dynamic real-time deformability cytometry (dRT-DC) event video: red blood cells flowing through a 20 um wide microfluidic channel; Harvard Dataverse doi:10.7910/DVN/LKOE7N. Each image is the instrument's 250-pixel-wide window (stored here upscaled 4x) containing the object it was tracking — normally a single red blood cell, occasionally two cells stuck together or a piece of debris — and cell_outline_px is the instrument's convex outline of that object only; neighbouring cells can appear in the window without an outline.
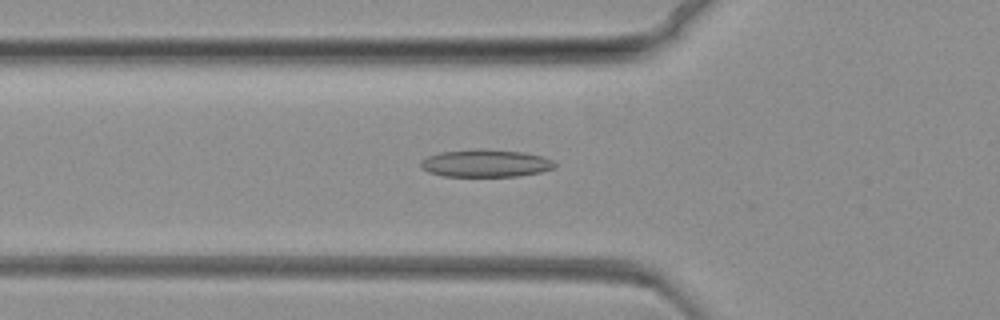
{"species": "common noctule bat (a hibernating species)", "species_latin": "Nyctalus noctula", "temperature_condition": "warm", "stored_images_in_passage": 76, "camera_frame_rate_fps": 3000, "um_per_image_px": 0.085, "animal": {"sex": "female", "body_mass_g": 19.3, "forearm_length_mm": 54.1}, "frame": {"image": 1, "passage_image": 27, "time_ms": 8.667, "image_size_px": [1000, 320], "cell_outline_px": [[556, 164], [552, 168], [540, 172], [520, 176], [444, 176], [428, 172], [420, 168], [420, 160], [428, 156], [440, 152], [480, 148], [524, 152], [544, 156], [552, 160]], "centroid_in_image_um": [41.25, 13.87], "position_along_channel_um": 84.5, "area_um2": 21.68}}
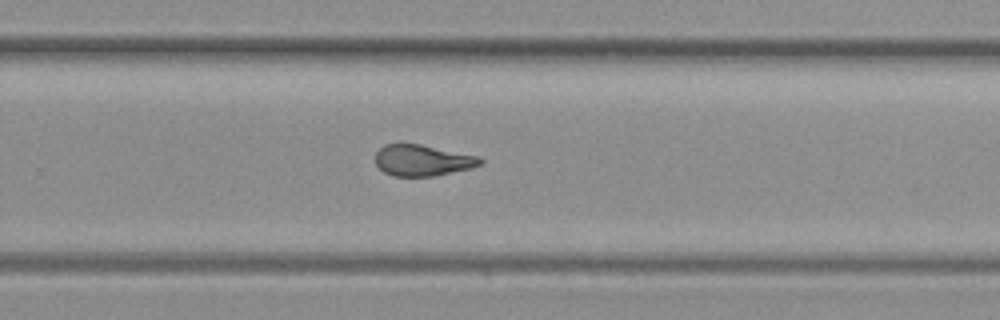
{"frame": {"image": 2, "passage_image": 50, "time_ms": 16.333, "image_size_px": [1000, 320], "cell_outline_px": [[484, 160], [480, 164], [472, 168], [432, 176], [392, 176], [384, 172], [376, 164], [376, 152], [384, 144], [420, 144], [480, 156]], "centroid_in_image_um": [35.93, 13.62], "position_along_channel_um": 293.9, "area_um2": 19.02}}
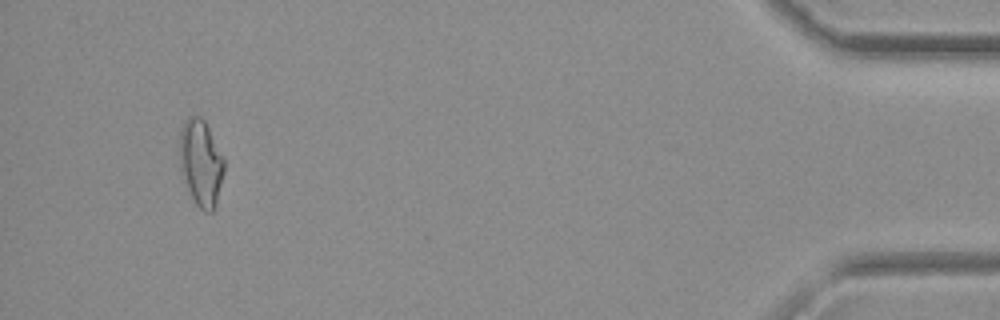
{"frame": {"image": 3, "passage_image": 72, "time_ms": 23.667, "image_size_px": [1000, 320], "cell_outline_px": [[224, 172], [216, 204], [212, 212], [204, 212], [196, 204], [180, 172], [180, 128], [184, 120], [188, 116], [200, 116], [204, 120], [224, 156]], "centroid_in_image_um": [17.08, 13.82], "position_along_channel_um": 418.1, "area_um2": 22.48}}